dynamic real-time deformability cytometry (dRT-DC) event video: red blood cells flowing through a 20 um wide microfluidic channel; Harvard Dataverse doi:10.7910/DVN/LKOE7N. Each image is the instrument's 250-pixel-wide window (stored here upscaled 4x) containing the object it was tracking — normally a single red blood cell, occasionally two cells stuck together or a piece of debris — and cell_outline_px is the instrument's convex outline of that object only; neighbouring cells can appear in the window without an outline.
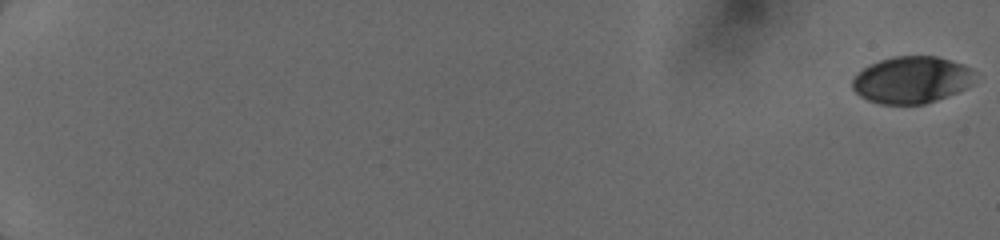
{"species": "human", "species_latin": "Homo sapiens", "temperature_condition": "cold", "stored_images_in_passage": 63, "camera_frame_rate_fps": 3000, "um_per_image_px": 0.085, "donor": {"sex": "female"}, "frame": {"image": 1, "passage_image": 1, "time_ms": 0.0, "image_size_px": [1000, 240], "cell_outline_px": [[972, 84], [956, 92], [936, 100], [924, 104], [880, 104], [868, 100], [860, 96], [852, 88], [852, 80], [864, 68], [880, 60], [892, 56], [936, 56], [964, 64], [972, 68]], "centroid_in_image_um": [77.47, 6.78], "position_along_channel_um": 7.5, "area_um2": 33.18}}
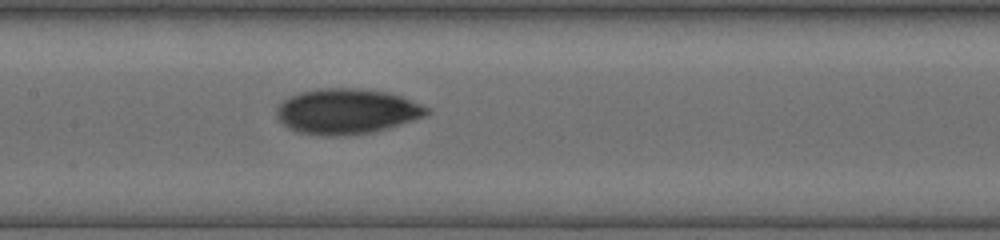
{"frame": {"image": 2, "passage_image": 36, "time_ms": 9.667, "image_size_px": [1000, 240], "cell_outline_px": [[432, 112], [424, 116], [388, 128], [372, 132], [344, 136], [324, 136], [296, 132], [288, 128], [276, 116], [276, 108], [284, 100], [300, 92], [316, 88], [356, 88], [388, 92], [400, 96], [432, 108]], "centroid_in_image_um": [29.48, 9.47], "position_along_channel_um": 177.9, "area_um2": 39.82}}
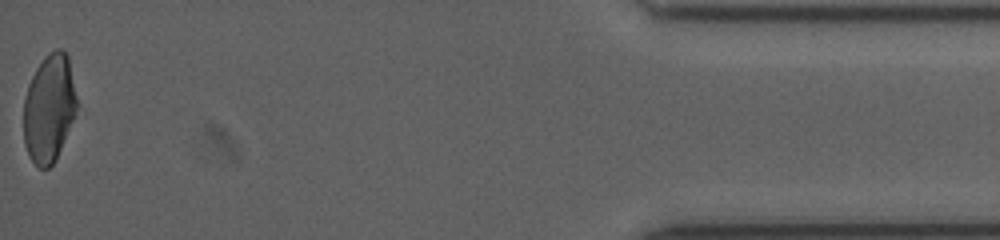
{"frame": {"image": 3, "passage_image": 63, "time_ms": 17.333, "image_size_px": [1000, 240], "cell_outline_px": [[76, 108], [72, 120], [56, 160], [48, 168], [40, 168], [28, 156], [24, 144], [24, 100], [28, 84], [36, 68], [44, 56], [48, 52], [56, 48], [60, 48], [68, 56], [76, 96]], "centroid_in_image_um": [4.15, 9.19], "position_along_channel_um": 431.0, "area_um2": 33.18}}